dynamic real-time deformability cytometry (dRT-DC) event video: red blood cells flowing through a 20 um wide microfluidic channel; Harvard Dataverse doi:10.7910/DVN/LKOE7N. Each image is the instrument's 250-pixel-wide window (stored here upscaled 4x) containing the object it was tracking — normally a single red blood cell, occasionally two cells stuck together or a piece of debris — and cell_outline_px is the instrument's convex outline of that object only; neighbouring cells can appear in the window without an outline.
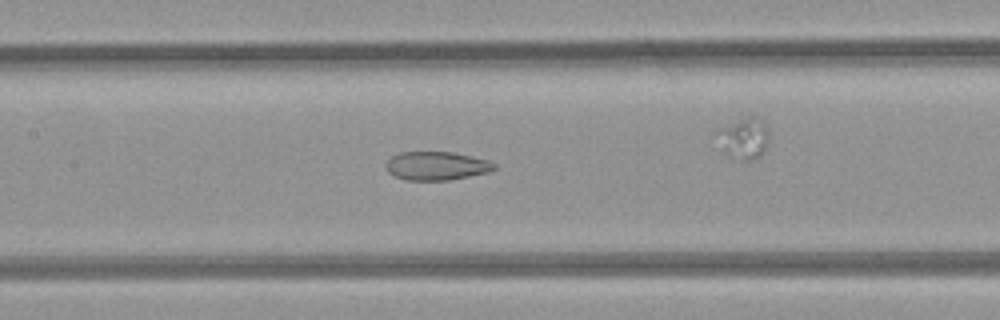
{"species": "common noctule bat (a hibernating species)", "species_latin": "Nyctalus noctula", "temperature_condition": "room temperature", "stored_images_in_passage": 32, "camera_frame_rate_fps": 3000, "um_per_image_px": 0.085, "animal": {"sex": "female", "body_mass_g": 21.9}, "frame": {"image": 1, "passage_image": 15, "time_ms": 4.667, "image_size_px": [1000, 320], "cell_outline_px": [[496, 168], [488, 172], [448, 180], [404, 180], [388, 172], [384, 164], [392, 156], [400, 152], [452, 152], [488, 160], [496, 164]], "centroid_in_image_um": [37.08, 14.09], "position_along_channel_um": 170.3, "area_um2": 17.92}}
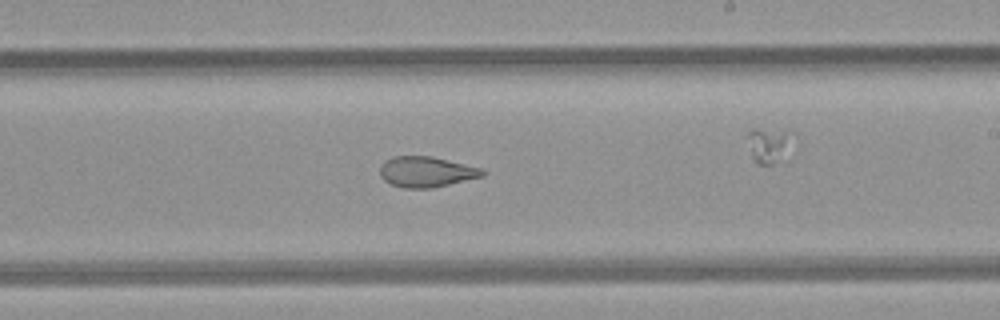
{"frame": {"image": 2, "passage_image": 21, "time_ms": 6.667, "image_size_px": [1000, 320], "cell_outline_px": [[484, 176], [432, 188], [404, 188], [392, 184], [384, 180], [380, 176], [380, 164], [384, 160], [392, 156], [432, 156], [480, 168], [484, 172]], "centroid_in_image_um": [36.18, 14.6], "position_along_channel_um": 252.8, "area_um2": 18.21}}
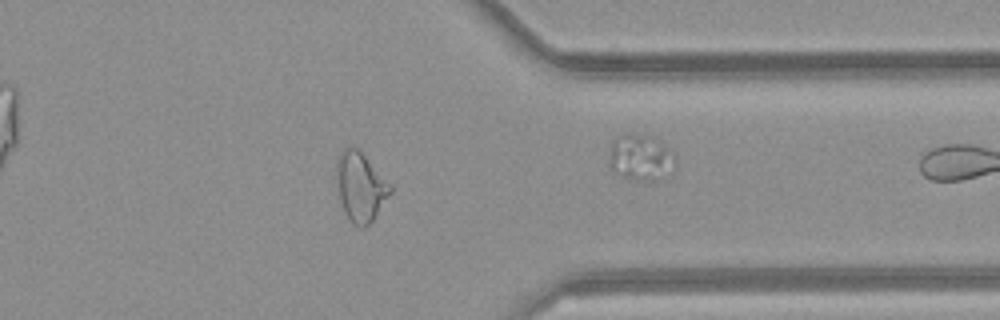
{"frame": {"image": 3, "passage_image": 31, "time_ms": 10.0, "image_size_px": [1000, 320], "cell_outline_px": [[392, 192], [376, 216], [364, 228], [360, 228], [352, 224], [348, 220], [344, 212], [340, 200], [336, 184], [336, 160], [340, 152], [344, 148], [352, 144], [392, 184]], "centroid_in_image_um": [30.62, 15.89], "position_along_channel_um": 380.8, "area_um2": 21.96}}